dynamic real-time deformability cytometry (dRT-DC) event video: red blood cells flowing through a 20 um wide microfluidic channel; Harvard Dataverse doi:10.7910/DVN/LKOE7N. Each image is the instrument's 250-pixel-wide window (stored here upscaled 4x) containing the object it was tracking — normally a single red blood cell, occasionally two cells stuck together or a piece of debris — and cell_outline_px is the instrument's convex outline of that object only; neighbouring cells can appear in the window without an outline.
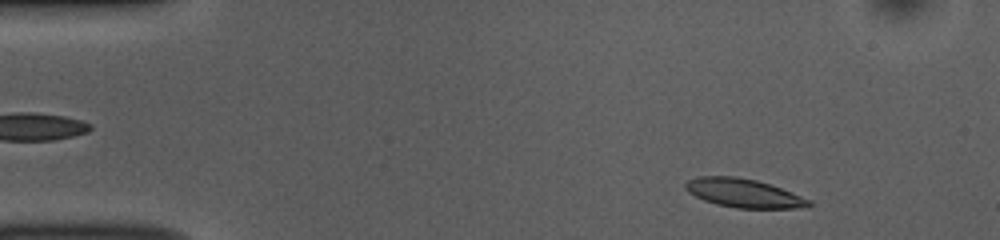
{"species": "common noctule bat (a hibernating species)", "species_latin": "Nyctalus noctula", "temperature_condition": "room temperature", "stored_images_in_passage": 49, "camera_frame_rate_fps": 3000, "um_per_image_px": 0.085, "animal": {"sex": "female", "body_mass_g": 10.0, "forearm_length_mm": 53.1}, "frame": {"image": 1, "passage_image": 4, "time_ms": 1.0, "image_size_px": [1000, 240], "cell_outline_px": [[812, 204], [808, 208], [736, 208], [716, 204], [704, 200], [688, 192], [684, 188], [684, 184], [688, 180], [700, 176], [736, 176], [756, 180], [780, 188], [812, 200]], "centroid_in_image_um": [63.22, 16.42], "position_along_channel_um": 21.8, "area_um2": 20.63}}
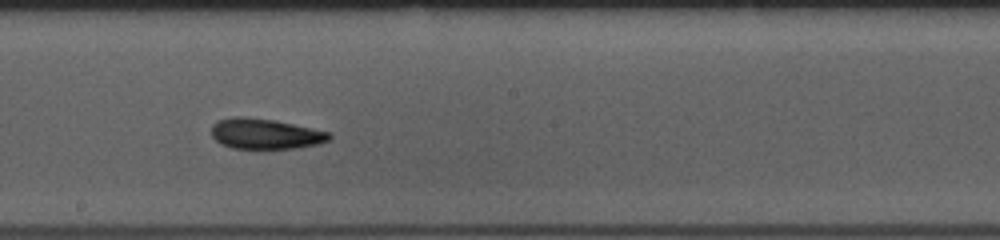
{"frame": {"image": 2, "passage_image": 26, "time_ms": 8.333, "image_size_px": [1000, 240], "cell_outline_px": [[332, 136], [328, 140], [320, 144], [296, 148], [232, 148], [220, 144], [212, 136], [212, 124], [216, 120], [236, 116], [244, 116], [276, 120], [332, 132]], "centroid_in_image_um": [22.56, 11.36], "position_along_channel_um": 225.6, "area_um2": 21.15}}
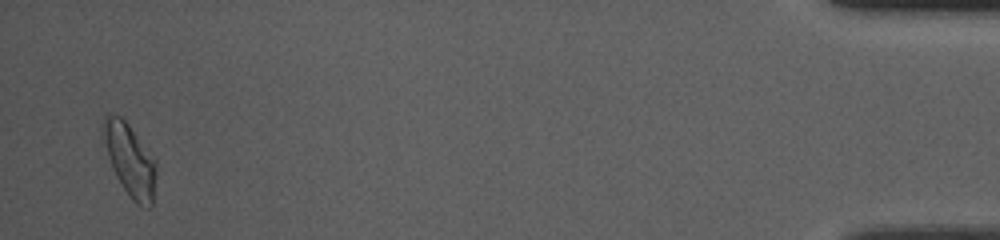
{"frame": {"image": 3, "passage_image": 48, "time_ms": 15.667, "image_size_px": [1000, 240], "cell_outline_px": [[156, 172], [152, 204], [148, 208], [140, 208], [132, 200], [116, 176], [112, 168], [100, 136], [100, 128], [104, 116], [108, 112], [120, 116], [128, 124], [156, 160]], "centroid_in_image_um": [10.99, 13.56], "position_along_channel_um": 424.2, "area_um2": 22.72}, "authors_computed_cell_mechanics": {"area_um2": 20.6924, "velocity_mm_per_s": 3.8429, "shape_relaxation_time_tau1_ms": 8.6563, "shape_relaxation_time_tau2_ms": 3.7365, "deformation_change_tau1": 0.2107, "deformation_change_tau2": 0.1197}}